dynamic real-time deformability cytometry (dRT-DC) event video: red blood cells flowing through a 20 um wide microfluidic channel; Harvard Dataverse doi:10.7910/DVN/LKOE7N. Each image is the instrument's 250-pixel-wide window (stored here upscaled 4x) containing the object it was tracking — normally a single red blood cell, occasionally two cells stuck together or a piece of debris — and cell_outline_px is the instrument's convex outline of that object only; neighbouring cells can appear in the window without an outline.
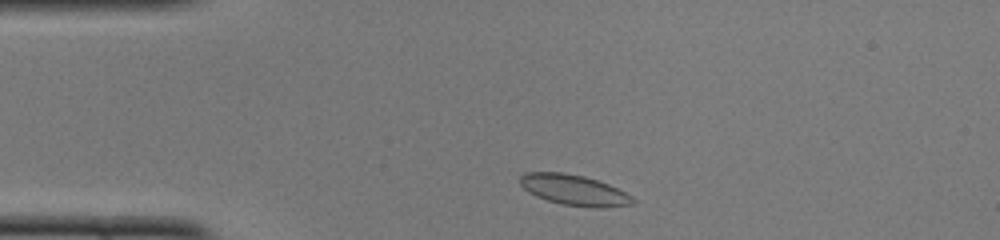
{"species": "common noctule bat (a hibernating species)", "species_latin": "Nyctalus noctula", "temperature_condition": "cold", "stored_images_in_passage": 42, "camera_frame_rate_fps": 3000, "um_per_image_px": 0.085, "animal": {"sex": "female", "body_mass_g": 22.0, "forearm_length_mm": 56.7}, "frame": {"image": 1, "passage_image": 2, "time_ms": 0.333, "image_size_px": [1000, 240], "cell_outline_px": [[636, 200], [632, 204], [600, 208], [596, 208], [564, 204], [548, 200], [536, 196], [528, 192], [520, 184], [520, 176], [524, 172], [564, 172], [584, 176], [608, 184], [632, 196]], "centroid_in_image_um": [48.78, 16.14], "position_along_channel_um": 36.2, "area_um2": 19.94}}
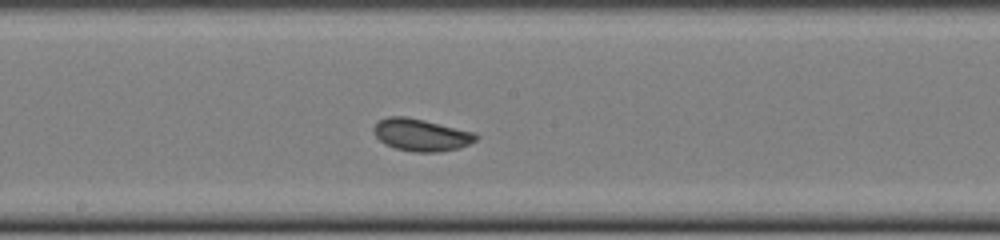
{"frame": {"image": 2, "passage_image": 18, "time_ms": 5.667, "image_size_px": [1000, 240], "cell_outline_px": [[480, 136], [476, 140], [460, 148], [436, 152], [412, 152], [396, 148], [384, 144], [376, 136], [372, 128], [380, 120], [388, 116], [404, 116], [424, 120], [476, 132]], "centroid_in_image_um": [35.82, 11.47], "position_along_channel_um": 212.4, "area_um2": 19.25}}
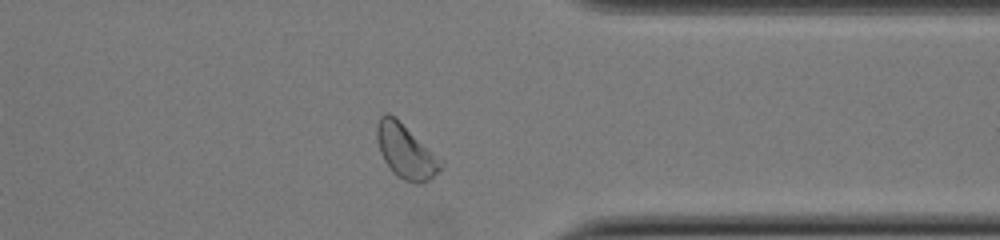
{"frame": {"image": 3, "passage_image": 31, "time_ms": 10.0, "image_size_px": [1000, 240], "cell_outline_px": [[444, 168], [428, 180], [420, 184], [416, 184], [404, 180], [396, 176], [392, 172], [384, 160], [380, 152], [376, 140], [376, 124], [380, 116], [384, 112], [388, 112], [396, 116], [444, 164]], "centroid_in_image_um": [34.45, 12.85], "position_along_channel_um": 377.0, "area_um2": 20.23}, "authors_computed_cell_mechanics": {"area_um2": 19.4786, "velocity_mm_per_s": 3.9289, "shape_relaxation_time_tau1_ms": 4.2332, "shape_relaxation_time_tau2_ms": 1.2197, "deformation_change_tau1": 0.1083, "deformation_change_tau2": 0.031}}